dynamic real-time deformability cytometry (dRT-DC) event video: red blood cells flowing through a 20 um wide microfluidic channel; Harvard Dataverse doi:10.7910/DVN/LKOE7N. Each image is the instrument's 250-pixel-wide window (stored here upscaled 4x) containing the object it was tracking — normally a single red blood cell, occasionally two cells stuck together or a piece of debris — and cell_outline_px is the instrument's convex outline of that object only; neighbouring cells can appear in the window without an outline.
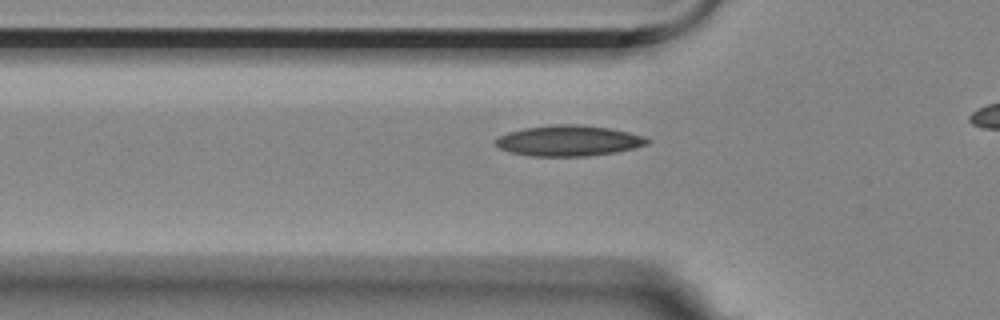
{"species": "Egyptian fruit bat (a non-hibernating species)", "species_latin": "Rousettus aegyptiacus", "temperature_condition": "room temperature", "stored_images_in_passage": 32, "camera_frame_rate_fps": 3000, "um_per_image_px": 0.085, "animal": {"sex": "female"}, "frame": {"image": 1, "passage_image": 4, "time_ms": 1.0, "image_size_px": [1000, 320], "cell_outline_px": [[652, 140], [648, 144], [616, 152], [588, 156], [532, 156], [508, 152], [500, 148], [492, 140], [508, 132], [524, 128], [552, 124], [584, 124], [608, 128], [628, 132], [644, 136]], "centroid_in_image_um": [48.32, 11.95], "position_along_channel_um": 77.5, "area_um2": 27.28}}
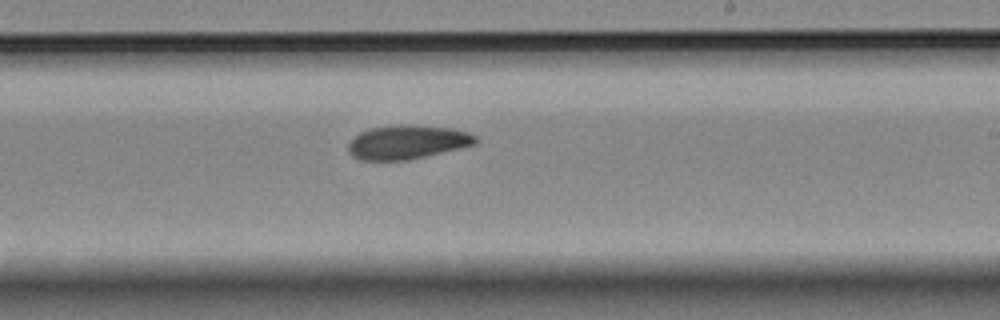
{"frame": {"image": 2, "passage_image": 19, "time_ms": 6.0, "image_size_px": [1000, 320], "cell_outline_px": [[480, 140], [476, 144], [408, 160], [360, 160], [352, 156], [348, 152], [348, 144], [360, 132], [372, 128], [400, 124], [416, 124], [452, 128], [468, 132], [476, 136]], "centroid_in_image_um": [34.64, 12.07], "position_along_channel_um": 254.4, "area_um2": 25.26}}
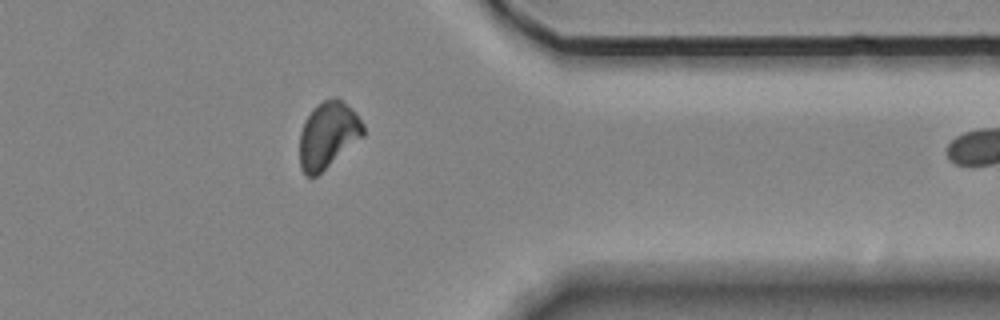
{"frame": {"image": 3, "passage_image": 31, "time_ms": 10.0, "image_size_px": [1000, 320], "cell_outline_px": [[364, 136], [316, 176], [308, 176], [300, 168], [300, 132], [304, 120], [312, 108], [324, 100], [332, 96], [336, 96], [356, 112], [364, 124]], "centroid_in_image_um": [27.88, 11.44], "position_along_channel_um": 383.5, "area_um2": 24.68}}